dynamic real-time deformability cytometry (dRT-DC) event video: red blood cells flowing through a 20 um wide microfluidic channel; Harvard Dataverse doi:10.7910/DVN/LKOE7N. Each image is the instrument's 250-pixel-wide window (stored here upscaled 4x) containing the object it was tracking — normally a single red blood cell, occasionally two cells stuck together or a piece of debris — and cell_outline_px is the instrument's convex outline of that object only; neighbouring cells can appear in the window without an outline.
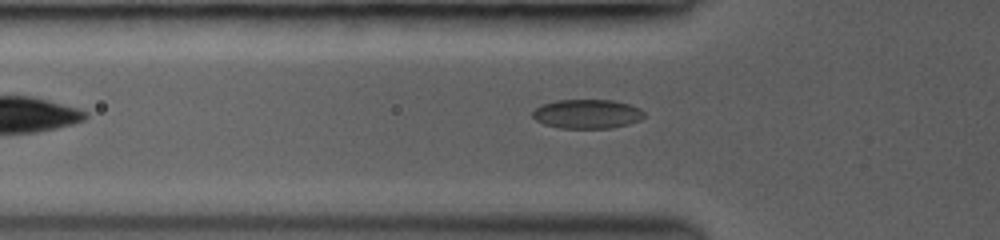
{"species": "common noctule bat (a hibernating species)", "species_latin": "Nyctalus noctula", "temperature_condition": "room temperature", "stored_images_in_passage": 44, "camera_frame_rate_fps": 3500, "um_per_image_px": 0.085, "animal": {"sex": "female", "body_mass_g": 19.0, "forearm_length_mm": 53.3}, "frame": {"image": 1, "passage_image": 10, "time_ms": 2.571, "image_size_px": [1000, 240], "cell_outline_px": [[644, 116], [640, 120], [628, 124], [612, 128], [560, 128], [544, 124], [536, 120], [532, 116], [532, 112], [536, 108], [544, 104], [560, 100], [612, 100], [628, 104], [640, 108], [644, 112]], "centroid_in_image_um": [49.92, 9.69], "position_along_channel_um": 75.9, "area_um2": 18.84}}
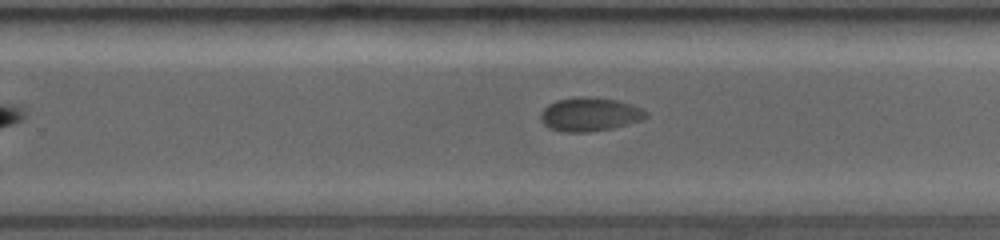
{"frame": {"image": 2, "passage_image": 28, "time_ms": 7.714, "image_size_px": [1000, 240], "cell_outline_px": [[648, 116], [640, 120], [612, 128], [588, 132], [564, 132], [548, 128], [544, 124], [540, 116], [544, 108], [548, 104], [556, 100], [616, 100], [640, 108], [648, 112]], "centroid_in_image_um": [50.11, 9.78], "position_along_channel_um": 279.7, "area_um2": 19.54}}
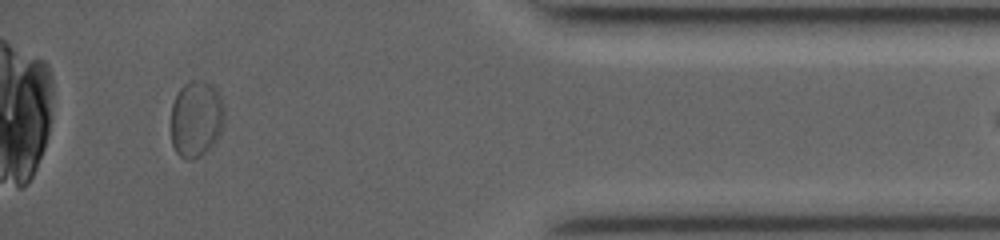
{"frame": {"image": 3, "passage_image": 43, "time_ms": 12.0, "image_size_px": [1000, 240], "cell_outline_px": [[224, 120], [220, 132], [216, 140], [200, 156], [192, 160], [184, 160], [176, 152], [172, 144], [172, 104], [180, 88], [184, 84], [192, 80], [200, 80], [212, 84], [220, 92], [224, 104]], "centroid_in_image_um": [16.69, 10.08], "position_along_channel_um": 418.5, "area_um2": 23.93}}